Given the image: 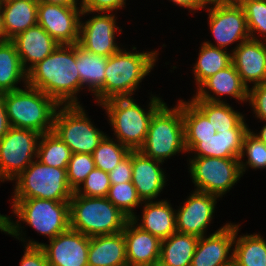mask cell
Instances as JSON below:
<instances>
[{
  "instance_id": "cell-39",
  "label": "cell",
  "mask_w": 266,
  "mask_h": 266,
  "mask_svg": "<svg viewBox=\"0 0 266 266\" xmlns=\"http://www.w3.org/2000/svg\"><path fill=\"white\" fill-rule=\"evenodd\" d=\"M81 16L96 12H117L126 7V0H80Z\"/></svg>"
},
{
  "instance_id": "cell-43",
  "label": "cell",
  "mask_w": 266,
  "mask_h": 266,
  "mask_svg": "<svg viewBox=\"0 0 266 266\" xmlns=\"http://www.w3.org/2000/svg\"><path fill=\"white\" fill-rule=\"evenodd\" d=\"M11 128L9 119L7 118L6 105L3 94H0V139L3 138Z\"/></svg>"
},
{
  "instance_id": "cell-16",
  "label": "cell",
  "mask_w": 266,
  "mask_h": 266,
  "mask_svg": "<svg viewBox=\"0 0 266 266\" xmlns=\"http://www.w3.org/2000/svg\"><path fill=\"white\" fill-rule=\"evenodd\" d=\"M82 9L38 2L37 24L60 45H75L79 41Z\"/></svg>"
},
{
  "instance_id": "cell-30",
  "label": "cell",
  "mask_w": 266,
  "mask_h": 266,
  "mask_svg": "<svg viewBox=\"0 0 266 266\" xmlns=\"http://www.w3.org/2000/svg\"><path fill=\"white\" fill-rule=\"evenodd\" d=\"M21 81L27 85V72L15 44L11 40L0 42V94L20 89L17 84Z\"/></svg>"
},
{
  "instance_id": "cell-15",
  "label": "cell",
  "mask_w": 266,
  "mask_h": 266,
  "mask_svg": "<svg viewBox=\"0 0 266 266\" xmlns=\"http://www.w3.org/2000/svg\"><path fill=\"white\" fill-rule=\"evenodd\" d=\"M96 13L85 22L81 16L78 45L90 53L108 58L121 49L115 35L122 33V28L116 22V13Z\"/></svg>"
},
{
  "instance_id": "cell-32",
  "label": "cell",
  "mask_w": 266,
  "mask_h": 266,
  "mask_svg": "<svg viewBox=\"0 0 266 266\" xmlns=\"http://www.w3.org/2000/svg\"><path fill=\"white\" fill-rule=\"evenodd\" d=\"M72 152L70 148L52 131L41 134L37 160L46 166L67 168Z\"/></svg>"
},
{
  "instance_id": "cell-21",
  "label": "cell",
  "mask_w": 266,
  "mask_h": 266,
  "mask_svg": "<svg viewBox=\"0 0 266 266\" xmlns=\"http://www.w3.org/2000/svg\"><path fill=\"white\" fill-rule=\"evenodd\" d=\"M232 63L249 88L266 81V41L249 39L230 50Z\"/></svg>"
},
{
  "instance_id": "cell-47",
  "label": "cell",
  "mask_w": 266,
  "mask_h": 266,
  "mask_svg": "<svg viewBox=\"0 0 266 266\" xmlns=\"http://www.w3.org/2000/svg\"><path fill=\"white\" fill-rule=\"evenodd\" d=\"M264 125L263 127L260 129V131L257 133H255L253 130H251L253 132V134H255L261 141H263L266 144V121L263 122Z\"/></svg>"
},
{
  "instance_id": "cell-1",
  "label": "cell",
  "mask_w": 266,
  "mask_h": 266,
  "mask_svg": "<svg viewBox=\"0 0 266 266\" xmlns=\"http://www.w3.org/2000/svg\"><path fill=\"white\" fill-rule=\"evenodd\" d=\"M182 100L185 147L190 157L240 158L245 117L227 102ZM194 152V153H193Z\"/></svg>"
},
{
  "instance_id": "cell-25",
  "label": "cell",
  "mask_w": 266,
  "mask_h": 266,
  "mask_svg": "<svg viewBox=\"0 0 266 266\" xmlns=\"http://www.w3.org/2000/svg\"><path fill=\"white\" fill-rule=\"evenodd\" d=\"M107 58L90 53L76 44V67L80 75L81 90L94 95L98 106L104 102V81Z\"/></svg>"
},
{
  "instance_id": "cell-28",
  "label": "cell",
  "mask_w": 266,
  "mask_h": 266,
  "mask_svg": "<svg viewBox=\"0 0 266 266\" xmlns=\"http://www.w3.org/2000/svg\"><path fill=\"white\" fill-rule=\"evenodd\" d=\"M198 239L176 232L162 240L158 266H190Z\"/></svg>"
},
{
  "instance_id": "cell-31",
  "label": "cell",
  "mask_w": 266,
  "mask_h": 266,
  "mask_svg": "<svg viewBox=\"0 0 266 266\" xmlns=\"http://www.w3.org/2000/svg\"><path fill=\"white\" fill-rule=\"evenodd\" d=\"M198 57L192 71L196 89L210 76L216 74L232 63V53L225 49L200 44Z\"/></svg>"
},
{
  "instance_id": "cell-2",
  "label": "cell",
  "mask_w": 266,
  "mask_h": 266,
  "mask_svg": "<svg viewBox=\"0 0 266 266\" xmlns=\"http://www.w3.org/2000/svg\"><path fill=\"white\" fill-rule=\"evenodd\" d=\"M27 85L39 89L59 105H80V75L76 67V44L59 45L27 72Z\"/></svg>"
},
{
  "instance_id": "cell-11",
  "label": "cell",
  "mask_w": 266,
  "mask_h": 266,
  "mask_svg": "<svg viewBox=\"0 0 266 266\" xmlns=\"http://www.w3.org/2000/svg\"><path fill=\"white\" fill-rule=\"evenodd\" d=\"M22 228H25L24 225L9 224L8 235L23 242V246L41 247L46 254L49 266H88L89 236L69 228L48 240L49 244H46L34 239H26Z\"/></svg>"
},
{
  "instance_id": "cell-17",
  "label": "cell",
  "mask_w": 266,
  "mask_h": 266,
  "mask_svg": "<svg viewBox=\"0 0 266 266\" xmlns=\"http://www.w3.org/2000/svg\"><path fill=\"white\" fill-rule=\"evenodd\" d=\"M219 197L194 190L188 198L175 209L176 231L192 234L198 237L207 234V228L212 223Z\"/></svg>"
},
{
  "instance_id": "cell-42",
  "label": "cell",
  "mask_w": 266,
  "mask_h": 266,
  "mask_svg": "<svg viewBox=\"0 0 266 266\" xmlns=\"http://www.w3.org/2000/svg\"><path fill=\"white\" fill-rule=\"evenodd\" d=\"M24 247V255L19 266H49L46 254L41 247Z\"/></svg>"
},
{
  "instance_id": "cell-49",
  "label": "cell",
  "mask_w": 266,
  "mask_h": 266,
  "mask_svg": "<svg viewBox=\"0 0 266 266\" xmlns=\"http://www.w3.org/2000/svg\"><path fill=\"white\" fill-rule=\"evenodd\" d=\"M249 1L253 0H223V3L231 6H243L246 2Z\"/></svg>"
},
{
  "instance_id": "cell-12",
  "label": "cell",
  "mask_w": 266,
  "mask_h": 266,
  "mask_svg": "<svg viewBox=\"0 0 266 266\" xmlns=\"http://www.w3.org/2000/svg\"><path fill=\"white\" fill-rule=\"evenodd\" d=\"M188 166L194 190L221 199L243 177L239 158L192 157Z\"/></svg>"
},
{
  "instance_id": "cell-19",
  "label": "cell",
  "mask_w": 266,
  "mask_h": 266,
  "mask_svg": "<svg viewBox=\"0 0 266 266\" xmlns=\"http://www.w3.org/2000/svg\"><path fill=\"white\" fill-rule=\"evenodd\" d=\"M249 88L243 83L235 66L231 63L226 68L207 78L196 90L191 99L209 102H226L222 96L235 98L240 103L248 102ZM213 94V95H212Z\"/></svg>"
},
{
  "instance_id": "cell-29",
  "label": "cell",
  "mask_w": 266,
  "mask_h": 266,
  "mask_svg": "<svg viewBox=\"0 0 266 266\" xmlns=\"http://www.w3.org/2000/svg\"><path fill=\"white\" fill-rule=\"evenodd\" d=\"M240 224H235L233 262L237 266H266V239L261 234L238 235Z\"/></svg>"
},
{
  "instance_id": "cell-8",
  "label": "cell",
  "mask_w": 266,
  "mask_h": 266,
  "mask_svg": "<svg viewBox=\"0 0 266 266\" xmlns=\"http://www.w3.org/2000/svg\"><path fill=\"white\" fill-rule=\"evenodd\" d=\"M15 181L12 199H47L70 201L73 190L67 179V168L46 166L35 159Z\"/></svg>"
},
{
  "instance_id": "cell-37",
  "label": "cell",
  "mask_w": 266,
  "mask_h": 266,
  "mask_svg": "<svg viewBox=\"0 0 266 266\" xmlns=\"http://www.w3.org/2000/svg\"><path fill=\"white\" fill-rule=\"evenodd\" d=\"M95 168L92 154L72 153L67 166V179L70 188L75 192L84 182L87 175Z\"/></svg>"
},
{
  "instance_id": "cell-48",
  "label": "cell",
  "mask_w": 266,
  "mask_h": 266,
  "mask_svg": "<svg viewBox=\"0 0 266 266\" xmlns=\"http://www.w3.org/2000/svg\"><path fill=\"white\" fill-rule=\"evenodd\" d=\"M5 41V32H4V25H3V11L1 7V2H0V42Z\"/></svg>"
},
{
  "instance_id": "cell-18",
  "label": "cell",
  "mask_w": 266,
  "mask_h": 266,
  "mask_svg": "<svg viewBox=\"0 0 266 266\" xmlns=\"http://www.w3.org/2000/svg\"><path fill=\"white\" fill-rule=\"evenodd\" d=\"M235 223L199 237L190 266H226L233 262ZM231 253V254H230Z\"/></svg>"
},
{
  "instance_id": "cell-35",
  "label": "cell",
  "mask_w": 266,
  "mask_h": 266,
  "mask_svg": "<svg viewBox=\"0 0 266 266\" xmlns=\"http://www.w3.org/2000/svg\"><path fill=\"white\" fill-rule=\"evenodd\" d=\"M107 199L130 219L137 213L135 208L144 204L132 182L111 184Z\"/></svg>"
},
{
  "instance_id": "cell-9",
  "label": "cell",
  "mask_w": 266,
  "mask_h": 266,
  "mask_svg": "<svg viewBox=\"0 0 266 266\" xmlns=\"http://www.w3.org/2000/svg\"><path fill=\"white\" fill-rule=\"evenodd\" d=\"M11 204L17 221L9 217V224L25 223L49 240L70 228L69 201L31 198L12 199Z\"/></svg>"
},
{
  "instance_id": "cell-13",
  "label": "cell",
  "mask_w": 266,
  "mask_h": 266,
  "mask_svg": "<svg viewBox=\"0 0 266 266\" xmlns=\"http://www.w3.org/2000/svg\"><path fill=\"white\" fill-rule=\"evenodd\" d=\"M40 136L31 129L11 127L0 139V182H12L37 159Z\"/></svg>"
},
{
  "instance_id": "cell-7",
  "label": "cell",
  "mask_w": 266,
  "mask_h": 266,
  "mask_svg": "<svg viewBox=\"0 0 266 266\" xmlns=\"http://www.w3.org/2000/svg\"><path fill=\"white\" fill-rule=\"evenodd\" d=\"M173 108L163 103L151 117L145 142L139 151L152 159L165 163L166 159L187 153L185 147L182 100ZM165 160V161H164Z\"/></svg>"
},
{
  "instance_id": "cell-36",
  "label": "cell",
  "mask_w": 266,
  "mask_h": 266,
  "mask_svg": "<svg viewBox=\"0 0 266 266\" xmlns=\"http://www.w3.org/2000/svg\"><path fill=\"white\" fill-rule=\"evenodd\" d=\"M242 8L247 20L250 38L266 41V0L249 1ZM257 34L261 38H259L260 36H256Z\"/></svg>"
},
{
  "instance_id": "cell-26",
  "label": "cell",
  "mask_w": 266,
  "mask_h": 266,
  "mask_svg": "<svg viewBox=\"0 0 266 266\" xmlns=\"http://www.w3.org/2000/svg\"><path fill=\"white\" fill-rule=\"evenodd\" d=\"M88 266H128L123 232L90 238Z\"/></svg>"
},
{
  "instance_id": "cell-34",
  "label": "cell",
  "mask_w": 266,
  "mask_h": 266,
  "mask_svg": "<svg viewBox=\"0 0 266 266\" xmlns=\"http://www.w3.org/2000/svg\"><path fill=\"white\" fill-rule=\"evenodd\" d=\"M245 156L248 158L247 160L243 159ZM239 160L242 175L248 168H252V170L266 168V144L253 134L251 129L244 135ZM244 160L245 162H243Z\"/></svg>"
},
{
  "instance_id": "cell-50",
  "label": "cell",
  "mask_w": 266,
  "mask_h": 266,
  "mask_svg": "<svg viewBox=\"0 0 266 266\" xmlns=\"http://www.w3.org/2000/svg\"><path fill=\"white\" fill-rule=\"evenodd\" d=\"M226 266H237V265L234 262H232L231 264L226 265Z\"/></svg>"
},
{
  "instance_id": "cell-22",
  "label": "cell",
  "mask_w": 266,
  "mask_h": 266,
  "mask_svg": "<svg viewBox=\"0 0 266 266\" xmlns=\"http://www.w3.org/2000/svg\"><path fill=\"white\" fill-rule=\"evenodd\" d=\"M128 266H158L161 240L130 219L123 229Z\"/></svg>"
},
{
  "instance_id": "cell-40",
  "label": "cell",
  "mask_w": 266,
  "mask_h": 266,
  "mask_svg": "<svg viewBox=\"0 0 266 266\" xmlns=\"http://www.w3.org/2000/svg\"><path fill=\"white\" fill-rule=\"evenodd\" d=\"M248 102L255 118L266 121V81L252 86L248 92Z\"/></svg>"
},
{
  "instance_id": "cell-33",
  "label": "cell",
  "mask_w": 266,
  "mask_h": 266,
  "mask_svg": "<svg viewBox=\"0 0 266 266\" xmlns=\"http://www.w3.org/2000/svg\"><path fill=\"white\" fill-rule=\"evenodd\" d=\"M130 152L131 150L121 144L117 139L106 135L92 153L95 168L109 173Z\"/></svg>"
},
{
  "instance_id": "cell-23",
  "label": "cell",
  "mask_w": 266,
  "mask_h": 266,
  "mask_svg": "<svg viewBox=\"0 0 266 266\" xmlns=\"http://www.w3.org/2000/svg\"><path fill=\"white\" fill-rule=\"evenodd\" d=\"M11 41L16 46L22 67L26 72L60 45L38 24L29 27Z\"/></svg>"
},
{
  "instance_id": "cell-3",
  "label": "cell",
  "mask_w": 266,
  "mask_h": 266,
  "mask_svg": "<svg viewBox=\"0 0 266 266\" xmlns=\"http://www.w3.org/2000/svg\"><path fill=\"white\" fill-rule=\"evenodd\" d=\"M151 96L148 109L137 104L134 97L113 98L99 105L105 110L115 139L131 151H138L143 146L151 117L164 103L162 98Z\"/></svg>"
},
{
  "instance_id": "cell-14",
  "label": "cell",
  "mask_w": 266,
  "mask_h": 266,
  "mask_svg": "<svg viewBox=\"0 0 266 266\" xmlns=\"http://www.w3.org/2000/svg\"><path fill=\"white\" fill-rule=\"evenodd\" d=\"M208 24L210 33L214 38V43L204 41V43L229 50L227 47L236 44L235 48L242 42L250 39L247 20L242 6H231L219 4L207 7Z\"/></svg>"
},
{
  "instance_id": "cell-45",
  "label": "cell",
  "mask_w": 266,
  "mask_h": 266,
  "mask_svg": "<svg viewBox=\"0 0 266 266\" xmlns=\"http://www.w3.org/2000/svg\"><path fill=\"white\" fill-rule=\"evenodd\" d=\"M38 2H46L49 4H57L63 6H78L80 5L79 0H37Z\"/></svg>"
},
{
  "instance_id": "cell-38",
  "label": "cell",
  "mask_w": 266,
  "mask_h": 266,
  "mask_svg": "<svg viewBox=\"0 0 266 266\" xmlns=\"http://www.w3.org/2000/svg\"><path fill=\"white\" fill-rule=\"evenodd\" d=\"M110 186L109 174L94 168L75 193L87 197H107Z\"/></svg>"
},
{
  "instance_id": "cell-20",
  "label": "cell",
  "mask_w": 266,
  "mask_h": 266,
  "mask_svg": "<svg viewBox=\"0 0 266 266\" xmlns=\"http://www.w3.org/2000/svg\"><path fill=\"white\" fill-rule=\"evenodd\" d=\"M161 164L139 150L132 151V184L142 201L155 200L165 188L168 179Z\"/></svg>"
},
{
  "instance_id": "cell-46",
  "label": "cell",
  "mask_w": 266,
  "mask_h": 266,
  "mask_svg": "<svg viewBox=\"0 0 266 266\" xmlns=\"http://www.w3.org/2000/svg\"><path fill=\"white\" fill-rule=\"evenodd\" d=\"M195 2L203 9L216 6L223 3V0H195Z\"/></svg>"
},
{
  "instance_id": "cell-6",
  "label": "cell",
  "mask_w": 266,
  "mask_h": 266,
  "mask_svg": "<svg viewBox=\"0 0 266 266\" xmlns=\"http://www.w3.org/2000/svg\"><path fill=\"white\" fill-rule=\"evenodd\" d=\"M24 87L2 93L11 127L31 129L40 134L52 132L60 105L41 90L29 85Z\"/></svg>"
},
{
  "instance_id": "cell-24",
  "label": "cell",
  "mask_w": 266,
  "mask_h": 266,
  "mask_svg": "<svg viewBox=\"0 0 266 266\" xmlns=\"http://www.w3.org/2000/svg\"><path fill=\"white\" fill-rule=\"evenodd\" d=\"M142 217L136 214L131 218L136 226L159 238L161 241L176 233V213L168 200L143 201ZM141 218L140 223L139 218Z\"/></svg>"
},
{
  "instance_id": "cell-27",
  "label": "cell",
  "mask_w": 266,
  "mask_h": 266,
  "mask_svg": "<svg viewBox=\"0 0 266 266\" xmlns=\"http://www.w3.org/2000/svg\"><path fill=\"white\" fill-rule=\"evenodd\" d=\"M1 7L5 41L12 40L29 27L37 25V0H4Z\"/></svg>"
},
{
  "instance_id": "cell-44",
  "label": "cell",
  "mask_w": 266,
  "mask_h": 266,
  "mask_svg": "<svg viewBox=\"0 0 266 266\" xmlns=\"http://www.w3.org/2000/svg\"><path fill=\"white\" fill-rule=\"evenodd\" d=\"M170 2L172 1L174 5H177L179 7L188 9L190 13H196V11H205L202 9L196 2L195 0H169Z\"/></svg>"
},
{
  "instance_id": "cell-4",
  "label": "cell",
  "mask_w": 266,
  "mask_h": 266,
  "mask_svg": "<svg viewBox=\"0 0 266 266\" xmlns=\"http://www.w3.org/2000/svg\"><path fill=\"white\" fill-rule=\"evenodd\" d=\"M120 49L107 58L104 81V102L113 98L133 97L142 80L158 61V50L138 52ZM136 50V52H134Z\"/></svg>"
},
{
  "instance_id": "cell-5",
  "label": "cell",
  "mask_w": 266,
  "mask_h": 266,
  "mask_svg": "<svg viewBox=\"0 0 266 266\" xmlns=\"http://www.w3.org/2000/svg\"><path fill=\"white\" fill-rule=\"evenodd\" d=\"M70 228L91 237L122 232L130 220L107 197L76 194L69 201Z\"/></svg>"
},
{
  "instance_id": "cell-41",
  "label": "cell",
  "mask_w": 266,
  "mask_h": 266,
  "mask_svg": "<svg viewBox=\"0 0 266 266\" xmlns=\"http://www.w3.org/2000/svg\"><path fill=\"white\" fill-rule=\"evenodd\" d=\"M108 174L111 184L132 182V151Z\"/></svg>"
},
{
  "instance_id": "cell-10",
  "label": "cell",
  "mask_w": 266,
  "mask_h": 266,
  "mask_svg": "<svg viewBox=\"0 0 266 266\" xmlns=\"http://www.w3.org/2000/svg\"><path fill=\"white\" fill-rule=\"evenodd\" d=\"M93 123L82 104L60 105L54 117L53 132L72 153L92 154L107 135Z\"/></svg>"
}]
</instances>
